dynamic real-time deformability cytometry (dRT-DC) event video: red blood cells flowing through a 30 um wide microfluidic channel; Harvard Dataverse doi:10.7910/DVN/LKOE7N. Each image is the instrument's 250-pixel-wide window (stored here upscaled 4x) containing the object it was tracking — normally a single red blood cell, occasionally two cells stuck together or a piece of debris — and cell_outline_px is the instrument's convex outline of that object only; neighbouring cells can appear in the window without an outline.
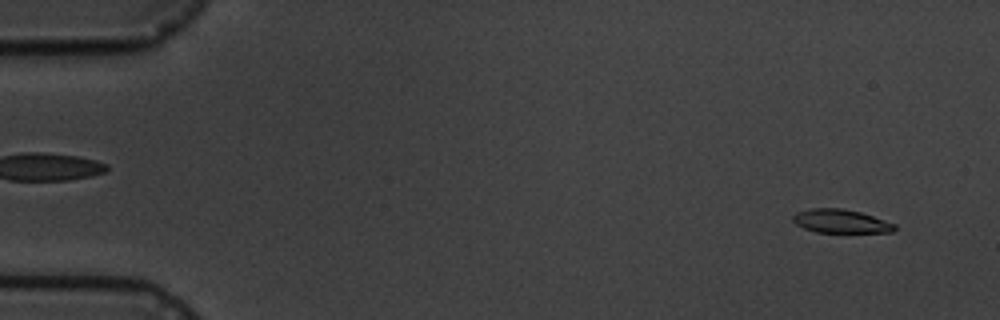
{"species": "common noctule bat (a hibernating species)", "species_latin": "Nyctalus noctula", "temperature_condition": "cold", "stored_images_in_passage": 5, "segment_of_instrument_passage": [2, 2], "camera_frame_rate_fps": 3000, "um_per_image_px": 0.085, "animal": {"sex": "male", "body_mass_g": 19.5, "forearm_length_mm": 54.6}, "frame": {"image": 1, "passage_image": 5, "time_ms": 4.667, "image_size_px": [1000, 320], "cell_outline_px": [[896, 228], [892, 232], [816, 232], [804, 228], [796, 224], [792, 220], [792, 216], [796, 212], [812, 208], [844, 208], [860, 212], [896, 224]], "centroid_in_image_um": [71.44, 18.79], "position_along_channel_um": 13.6, "area_um2": 13.93}}